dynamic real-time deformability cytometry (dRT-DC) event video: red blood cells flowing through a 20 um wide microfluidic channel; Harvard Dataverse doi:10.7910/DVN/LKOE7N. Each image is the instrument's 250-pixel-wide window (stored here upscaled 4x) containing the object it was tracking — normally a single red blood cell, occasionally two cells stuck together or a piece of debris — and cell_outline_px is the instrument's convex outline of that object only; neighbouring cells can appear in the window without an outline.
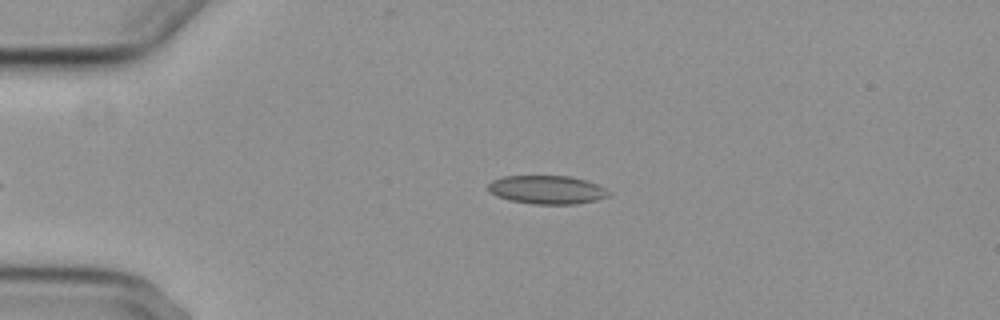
{"species": "common noctule bat (a hibernating species)", "species_latin": "Nyctalus noctula", "temperature_condition": "cold", "stored_images_in_passage": 39, "camera_frame_rate_fps": 3000, "um_per_image_px": 0.085, "animal": {"sex": "female", "body_mass_g": 29.2, "forearm_length_mm": 56.3}, "frame": {"image": 1, "passage_image": 2, "time_ms": 0.333, "image_size_px": [1000, 320], "cell_outline_px": [[612, 192], [608, 196], [596, 200], [576, 204], [532, 204], [508, 200], [496, 196], [488, 192], [488, 184], [492, 180], [504, 176], [568, 176], [584, 180], [596, 184]], "centroid_in_image_um": [46.46, 16.13], "position_along_channel_um": 38.5, "area_um2": 20.06}}
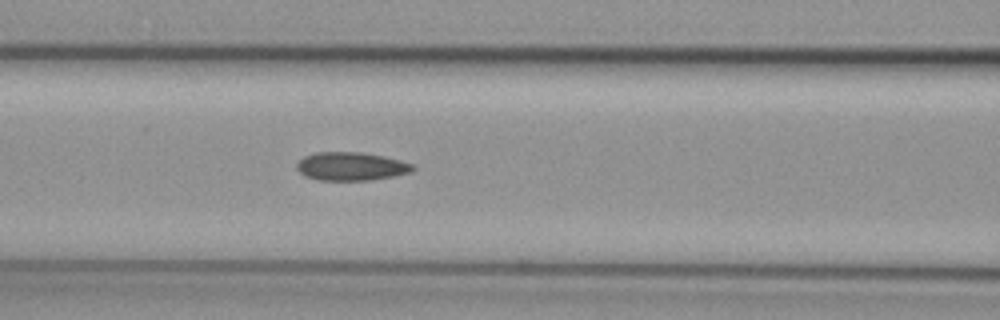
{"frame": {"image": 2, "passage_image": 13, "time_ms": 4.0, "image_size_px": [1000, 320], "cell_outline_px": [[416, 168], [412, 172], [372, 180], [320, 180], [304, 176], [296, 168], [296, 164], [304, 156], [316, 152], [360, 152], [384, 156], [400, 160], [412, 164]], "centroid_in_image_um": [29.84, 14.14], "position_along_channel_um": 136.8, "area_um2": 19.19}}
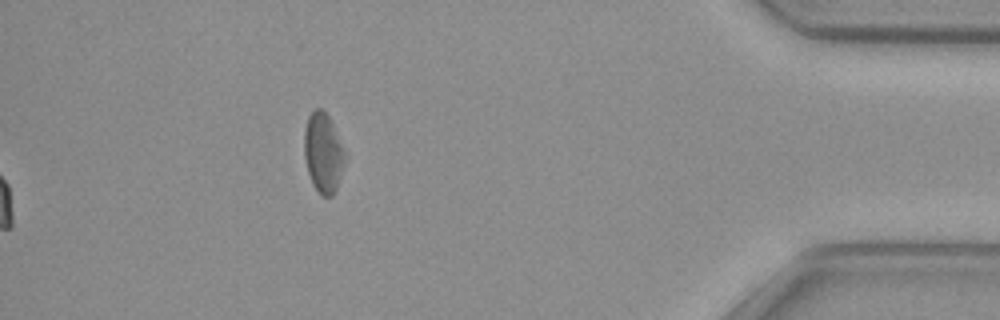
{"frame": {"image": 3, "passage_image": 39, "time_ms": 12.667, "image_size_px": [1000, 320], "cell_outline_px": [[348, 152], [336, 188], [332, 196], [320, 196], [312, 184], [308, 172], [304, 156], [304, 128], [308, 116], [316, 108], [320, 108], [328, 116]], "centroid_in_image_um": [27.48, 12.99], "position_along_channel_um": 407.7, "area_um2": 19.19}}